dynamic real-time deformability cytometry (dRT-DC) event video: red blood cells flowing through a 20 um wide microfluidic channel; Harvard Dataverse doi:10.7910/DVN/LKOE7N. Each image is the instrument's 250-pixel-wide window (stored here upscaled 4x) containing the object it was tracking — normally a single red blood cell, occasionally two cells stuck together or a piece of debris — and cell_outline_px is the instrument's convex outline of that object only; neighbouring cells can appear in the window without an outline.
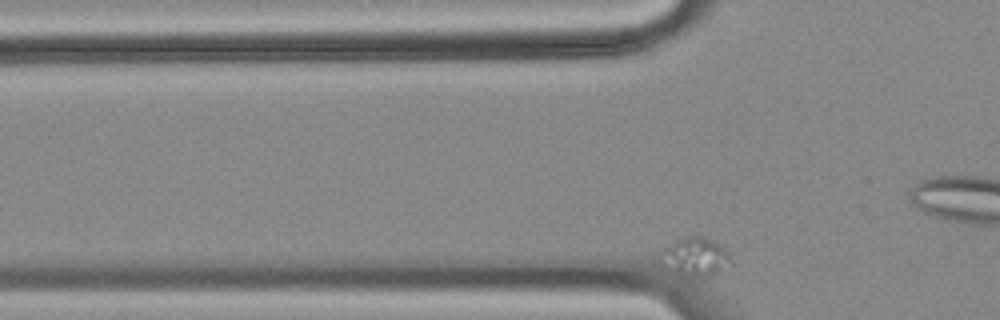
{"species": "common noctule bat (a hibernating species)", "species_latin": "Nyctalus noctula", "temperature_condition": "cold", "stored_images_in_passage": 55, "camera_frame_rate_fps": 3000, "um_per_image_px": 0.085, "animal": {"sex": "female", "body_mass_g": 18.4}, "frame": {"image": 1, "passage_image": 13, "time_ms": 4.0, "image_size_px": [1000, 320], "cell_outline_px": [[732, 260], [716, 272], [704, 280], [684, 276], [664, 268], [660, 264], [668, 248], [684, 236], [700, 236], [712, 240], [724, 248]], "centroid_in_image_um": [59.11, 21.89], "position_along_channel_um": 66.7, "area_um2": 15.32}}